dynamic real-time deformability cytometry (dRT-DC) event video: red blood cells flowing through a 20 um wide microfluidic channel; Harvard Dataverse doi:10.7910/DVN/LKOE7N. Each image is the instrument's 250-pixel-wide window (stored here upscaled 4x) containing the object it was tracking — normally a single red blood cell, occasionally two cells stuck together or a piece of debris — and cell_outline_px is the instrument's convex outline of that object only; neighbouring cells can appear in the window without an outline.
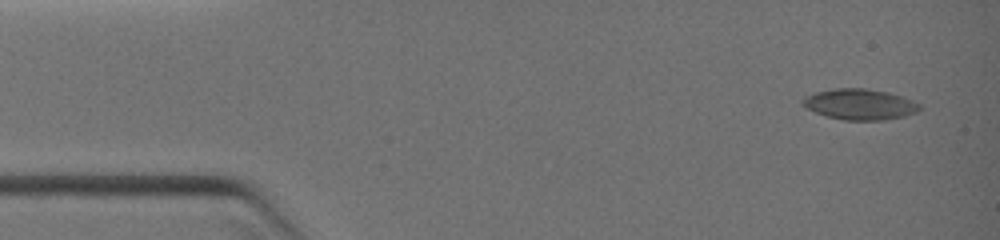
{"species": "common noctule bat (a hibernating species)", "species_latin": "Nyctalus noctula", "temperature_condition": "warm", "stored_images_in_passage": 3, "camera_frame_rate_fps": 3000, "um_per_image_px": 0.085, "animal": {"sex": "female", "body_mass_g": 19.0, "forearm_length_mm": 51.5}, "frame": {"image": 1, "passage_image": 1, "time_ms": 0.0, "image_size_px": [1000, 240], "cell_outline_px": [[920, 108], [916, 112], [904, 116], [880, 120], [844, 120], [828, 116], [816, 112], [800, 104], [800, 100], [804, 96], [816, 92], [836, 88], [868, 88], [888, 92], [912, 100], [920, 104]], "centroid_in_image_um": [73.05, 8.85], "position_along_channel_um": 11.9, "area_um2": 20.87}}
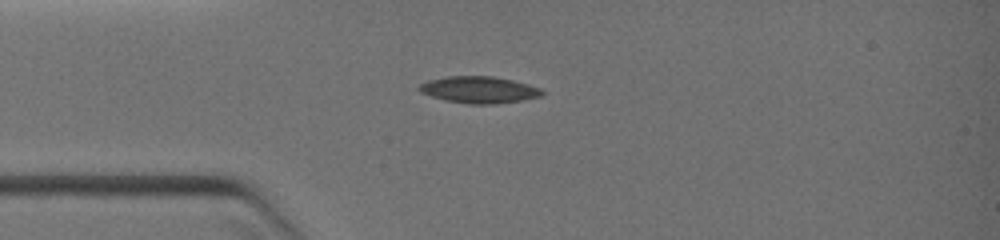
{"frame": {"image": 2, "passage_image": 3, "time_ms": 2.333, "image_size_px": [1000, 240], "cell_outline_px": [[544, 92], [540, 96], [520, 100], [492, 104], [468, 104], [444, 100], [420, 92], [416, 88], [420, 84], [428, 80], [448, 76], [492, 76], [512, 80], [528, 84], [540, 88]], "centroid_in_image_um": [40.68, 7.62], "position_along_channel_um": 44.3, "area_um2": 19.02}}